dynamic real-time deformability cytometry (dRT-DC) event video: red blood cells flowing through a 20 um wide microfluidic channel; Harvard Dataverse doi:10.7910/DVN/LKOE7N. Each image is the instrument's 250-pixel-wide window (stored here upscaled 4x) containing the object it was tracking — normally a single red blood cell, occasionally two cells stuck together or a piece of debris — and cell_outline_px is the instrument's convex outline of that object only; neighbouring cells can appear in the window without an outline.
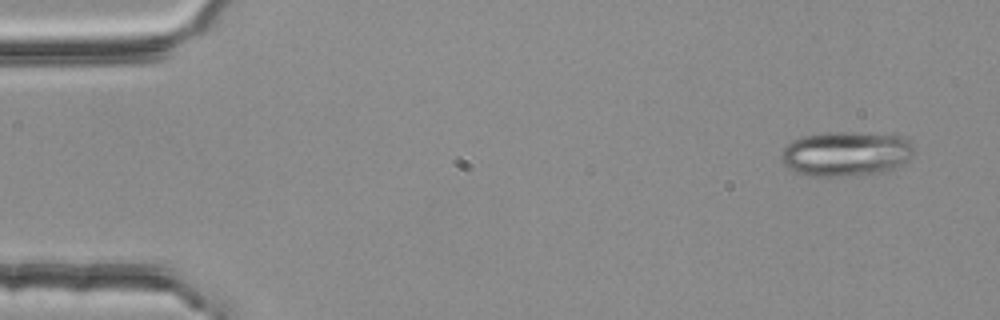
{"species": "common noctule bat (a hibernating species)", "species_latin": "Nyctalus noctula", "temperature_condition": "room temperature", "stored_images_in_passage": 4, "camera_frame_rate_fps": 3000, "um_per_image_px": 0.085, "animal": {"sex": "female", "body_mass_g": 25.1}, "frame": {"image": 1, "passage_image": 1, "time_ms": 0.0, "image_size_px": [1000, 320], "cell_outline_px": [[912, 156], [896, 168], [884, 172], [840, 176], [812, 176], [796, 172], [788, 168], [780, 160], [780, 152], [792, 140], [800, 136], [824, 132], [856, 132], [900, 136], [908, 140], [912, 144]], "centroid_in_image_um": [71.86, 13.06], "position_along_channel_um": 13.1, "area_um2": 34.74}}